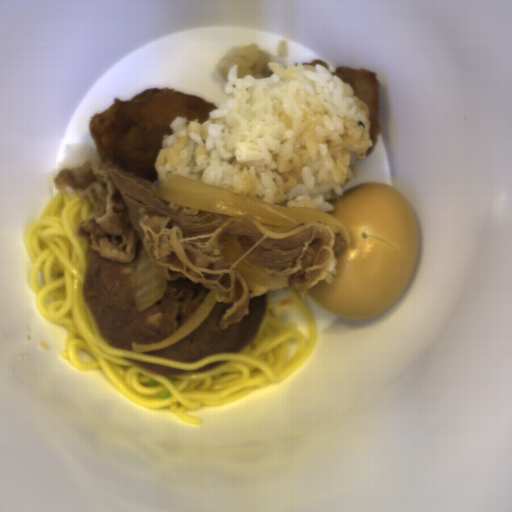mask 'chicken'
<instances>
[{"mask_svg": "<svg viewBox=\"0 0 512 512\" xmlns=\"http://www.w3.org/2000/svg\"><path fill=\"white\" fill-rule=\"evenodd\" d=\"M301 64L304 66L305 70H310V71H312L314 73L316 71V64H321L325 68H327L328 70L330 69L329 68V64H327L323 60L313 59L311 62H304V63H301Z\"/></svg>", "mask_w": 512, "mask_h": 512, "instance_id": "chicken-3", "label": "chicken"}, {"mask_svg": "<svg viewBox=\"0 0 512 512\" xmlns=\"http://www.w3.org/2000/svg\"><path fill=\"white\" fill-rule=\"evenodd\" d=\"M330 74L332 77L339 76L344 83H349L354 96H358L368 106L371 124L369 132L373 144L368 149L366 155H370L374 151L378 138L382 133L378 75L375 71L364 67L352 68L345 65L337 67Z\"/></svg>", "mask_w": 512, "mask_h": 512, "instance_id": "chicken-2", "label": "chicken"}, {"mask_svg": "<svg viewBox=\"0 0 512 512\" xmlns=\"http://www.w3.org/2000/svg\"><path fill=\"white\" fill-rule=\"evenodd\" d=\"M218 109L214 102L174 88H148L129 100L115 98L94 114L88 125L101 162H112L123 173L150 183L158 181L155 162L163 148V135H172L178 117L203 124Z\"/></svg>", "mask_w": 512, "mask_h": 512, "instance_id": "chicken-1", "label": "chicken"}]
</instances>
